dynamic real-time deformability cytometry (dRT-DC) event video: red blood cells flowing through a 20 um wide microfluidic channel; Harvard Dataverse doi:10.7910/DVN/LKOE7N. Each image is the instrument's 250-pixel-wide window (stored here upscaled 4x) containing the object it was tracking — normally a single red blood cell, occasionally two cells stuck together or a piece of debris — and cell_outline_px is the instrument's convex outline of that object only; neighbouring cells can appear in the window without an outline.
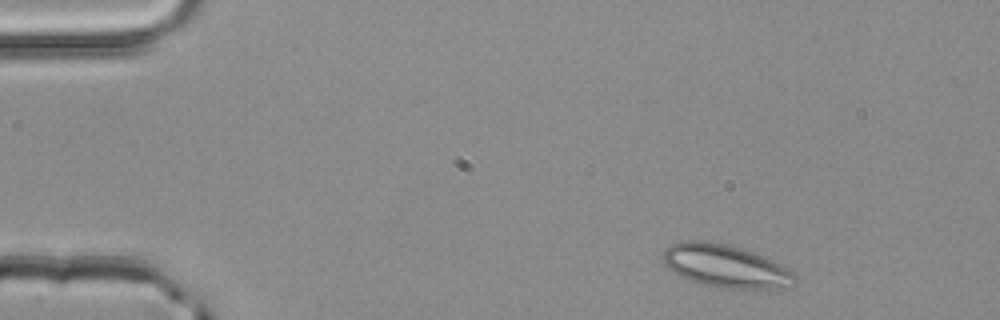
{"species": "common noctule bat (a hibernating species)", "species_latin": "Nyctalus noctula", "temperature_condition": "room temperature", "stored_images_in_passage": 3, "camera_frame_rate_fps": 3000, "um_per_image_px": 0.085, "animal": {"sex": "male", "body_mass_g": 20.4}, "frame": {"image": 1, "passage_image": 1, "time_ms": 0.0, "image_size_px": [1000, 320], "cell_outline_px": [[796, 284], [792, 288], [720, 288], [700, 284], [680, 276], [672, 272], [664, 264], [664, 252], [672, 244], [684, 240], [704, 240], [724, 244], [740, 248], [764, 256], [780, 264], [792, 272], [796, 276]], "centroid_in_image_um": [61.69, 22.63], "position_along_channel_um": 23.3, "area_um2": 32.89}}